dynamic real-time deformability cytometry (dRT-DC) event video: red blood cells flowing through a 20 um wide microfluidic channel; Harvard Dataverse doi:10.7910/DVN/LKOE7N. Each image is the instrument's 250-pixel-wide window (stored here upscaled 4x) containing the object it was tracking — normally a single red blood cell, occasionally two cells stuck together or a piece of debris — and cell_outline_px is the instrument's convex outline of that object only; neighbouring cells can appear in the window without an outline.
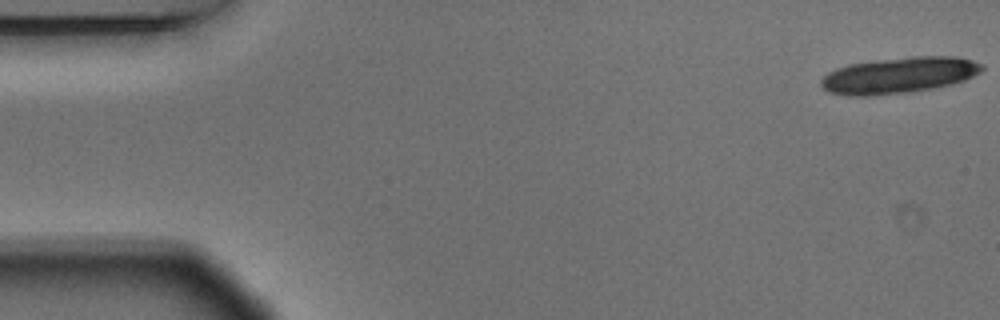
{"species": "Egyptian fruit bat (a non-hibernating species)", "species_latin": "Rousettus aegyptiacus", "temperature_condition": "warm", "stored_images_in_passage": 18, "camera_frame_rate_fps": 3000, "um_per_image_px": 0.085, "animal": {"sex": "male"}, "frame": {"image": 1, "passage_image": 1, "time_ms": 0.0, "image_size_px": [1000, 320], "cell_outline_px": [[984, 68], [980, 72], [964, 80], [932, 88], [912, 92], [868, 96], [848, 96], [828, 92], [820, 84], [820, 80], [828, 72], [836, 68], [848, 64], [908, 56], [956, 56], [972, 60], [984, 64]], "centroid_in_image_um": [76.39, 6.39], "position_along_channel_um": 8.6, "area_um2": 33.99}}